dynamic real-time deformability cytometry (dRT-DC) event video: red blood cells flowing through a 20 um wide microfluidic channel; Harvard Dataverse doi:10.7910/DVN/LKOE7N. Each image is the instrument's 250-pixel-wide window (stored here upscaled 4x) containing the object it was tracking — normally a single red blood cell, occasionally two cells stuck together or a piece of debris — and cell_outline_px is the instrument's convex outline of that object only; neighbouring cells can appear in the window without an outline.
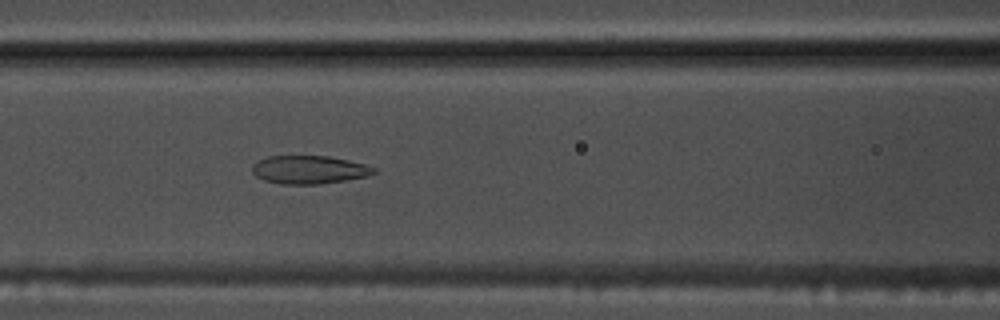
{"species": "common noctule bat (a hibernating species)", "species_latin": "Nyctalus noctula", "temperature_condition": "warm", "stored_images_in_passage": 53, "camera_frame_rate_fps": 3000, "um_per_image_px": 0.085, "animal": {"sex": "male", "body_mass_g": 17.5, "forearm_length_mm": 52.3}, "frame": {"image": 1, "passage_image": 23, "time_ms": 7.333, "image_size_px": [1000, 320], "cell_outline_px": [[376, 172], [364, 176], [344, 180], [316, 184], [280, 184], [264, 180], [256, 176], [252, 172], [252, 164], [268, 156], [328, 156], [348, 160], [364, 164], [376, 168]], "centroid_in_image_um": [26.23, 14.42], "position_along_channel_um": 140.4, "area_um2": 19.77}}
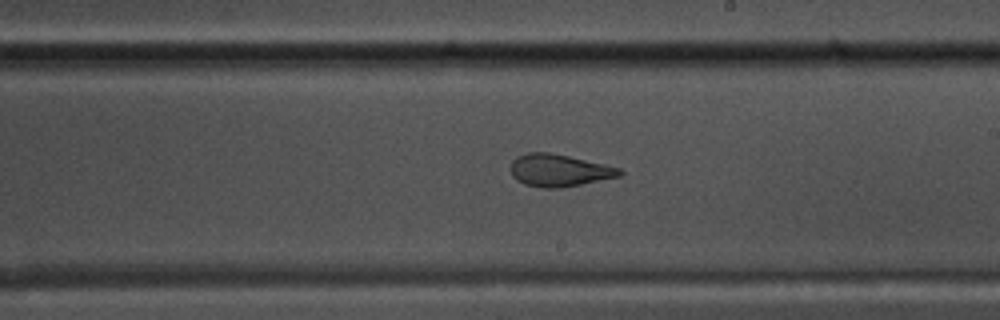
{"frame": {"image": 2, "passage_image": 31, "time_ms": 10.0, "image_size_px": [1000, 320], "cell_outline_px": [[624, 172], [620, 176], [560, 188], [540, 188], [524, 184], [516, 180], [512, 176], [508, 168], [512, 160], [516, 156], [528, 152], [548, 152], [568, 156], [604, 164], [620, 168]], "centroid_in_image_um": [47.45, 14.48], "position_along_channel_um": 241.5, "area_um2": 20.63}}
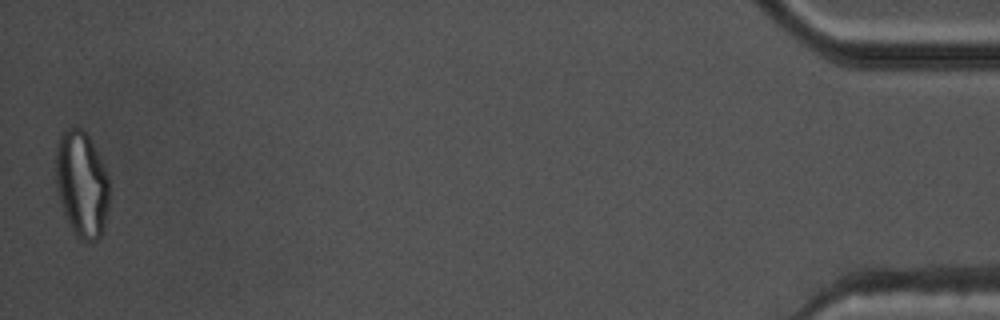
{"frame": {"image": 3, "passage_image": 53, "time_ms": 17.333, "image_size_px": [1000, 320], "cell_outline_px": [[108, 204], [104, 228], [100, 236], [96, 240], [80, 240], [76, 236], [64, 212], [60, 200], [56, 180], [56, 144], [60, 136], [68, 128], [80, 128], [88, 136], [108, 176]], "centroid_in_image_um": [6.94, 15.66], "position_along_channel_um": 428.3, "area_um2": 32.37}, "authors_computed_cell_mechanics": {"area_um2": 23.987, "velocity_mm_per_s": 3.8094, "shape_relaxation_time_tau1_ms": null, "shape_relaxation_time_tau2_ms": 1.7511, "deformation_change_tau1": null, "deformation_change_tau2": 0.0888}}